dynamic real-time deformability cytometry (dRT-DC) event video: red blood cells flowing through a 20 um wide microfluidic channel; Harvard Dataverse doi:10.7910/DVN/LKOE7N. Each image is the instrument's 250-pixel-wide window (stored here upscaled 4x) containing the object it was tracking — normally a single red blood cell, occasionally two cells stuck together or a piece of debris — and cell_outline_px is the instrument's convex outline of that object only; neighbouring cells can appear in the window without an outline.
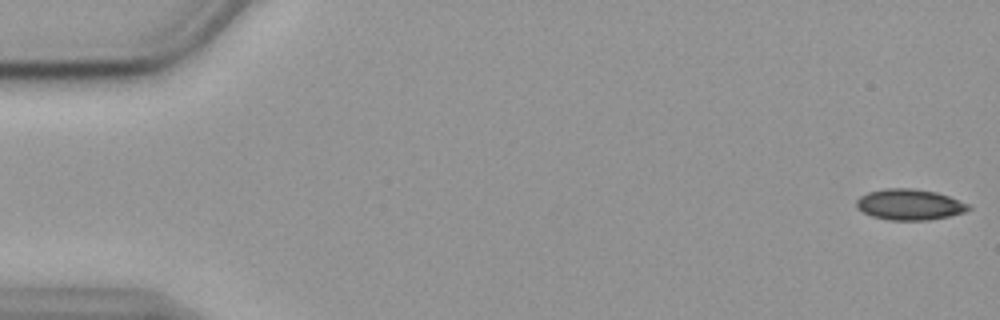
{"species": "common noctule bat (a hibernating species)", "species_latin": "Nyctalus noctula", "temperature_condition": "cold", "stored_images_in_passage": 56, "camera_frame_rate_fps": 3000, "um_per_image_px": 0.085, "animal": {"sex": "female", "body_mass_g": 19.9}, "frame": {"image": 1, "passage_image": 1, "time_ms": 0.0, "image_size_px": [1000, 320], "cell_outline_px": [[972, 208], [964, 212], [948, 216], [928, 220], [888, 220], [872, 216], [856, 208], [856, 200], [860, 196], [868, 192], [884, 188], [912, 188], [936, 192], [948, 196], [968, 204]], "centroid_in_image_um": [77.28, 17.38], "position_along_channel_um": 7.7, "area_um2": 20.11}}
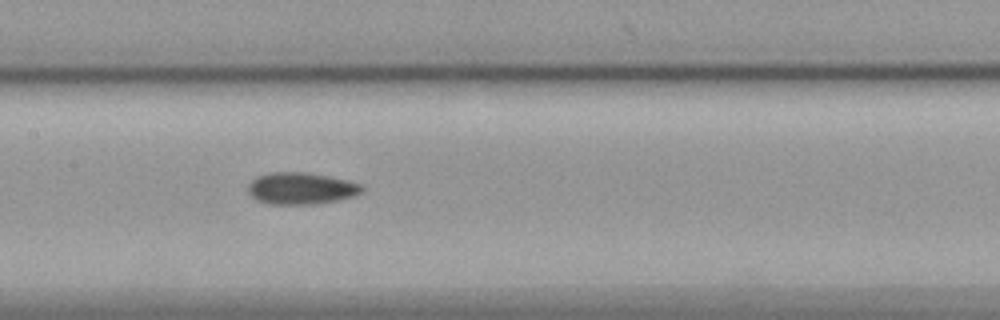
{"frame": {"image": 2, "passage_image": 27, "time_ms": 8.667, "image_size_px": [1000, 320], "cell_outline_px": [[364, 192], [356, 196], [336, 200], [312, 204], [268, 204], [256, 200], [248, 192], [248, 184], [256, 176], [268, 172], [308, 172], [348, 180], [364, 184]], "centroid_in_image_um": [25.61, 16.0], "position_along_channel_um": 181.8, "area_um2": 21.44}}
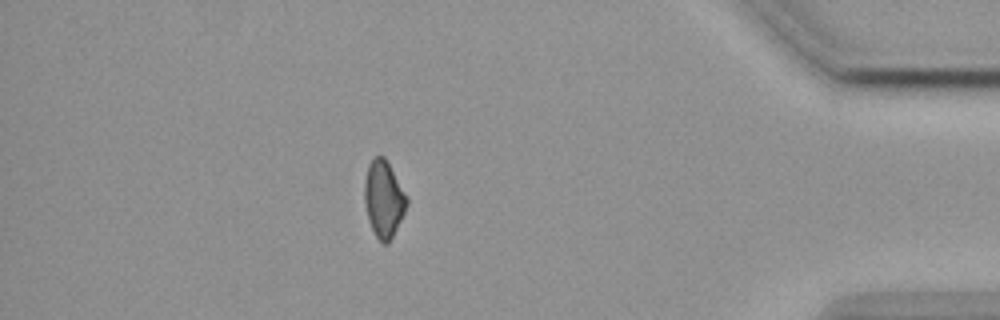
{"frame": {"image": 3, "passage_image": 49, "time_ms": 16.0, "image_size_px": [1000, 320], "cell_outline_px": [[408, 204], [388, 244], [384, 244], [376, 236], [368, 220], [364, 200], [364, 180], [368, 164], [372, 156], [384, 156], [408, 196]], "centroid_in_image_um": [32.6, 16.87], "position_along_channel_um": 402.6, "area_um2": 18.9}, "authors_computed_cell_mechanics": {"area_um2": 20.4612, "velocity_mm_per_s": 3.5848, "shape_relaxation_time_tau1_ms": 7.4134, "shape_relaxation_time_tau2_ms": null, "deformation_change_tau1": 0.1234, "deformation_change_tau2": null}}